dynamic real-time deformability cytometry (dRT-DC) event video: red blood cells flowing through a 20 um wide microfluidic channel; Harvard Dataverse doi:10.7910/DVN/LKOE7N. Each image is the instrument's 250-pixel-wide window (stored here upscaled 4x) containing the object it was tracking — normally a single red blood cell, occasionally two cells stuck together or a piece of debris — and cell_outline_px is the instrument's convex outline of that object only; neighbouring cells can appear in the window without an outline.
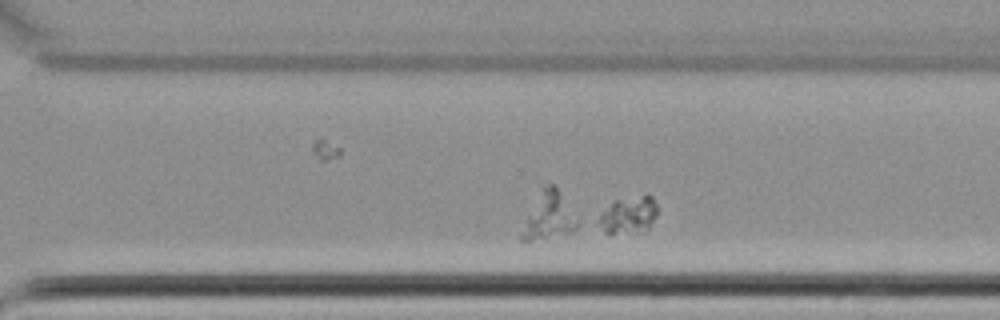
{"species": "common noctule bat (a hibernating species)", "species_latin": "Nyctalus noctula", "temperature_condition": "cold", "stored_images_in_passage": 43, "segment_of_instrument_passage": [2, 3], "camera_frame_rate_fps": 3000, "um_per_image_px": 0.085, "animal": {"sex": "female", "body_mass_g": 22.7, "forearm_length_mm": 54.2}, "frame": {"image": 1, "passage_image": 27, "time_ms": 8.667, "image_size_px": [1000, 320], "cell_outline_px": [[656, 216], [648, 228], [608, 236], [596, 224], [600, 216], [616, 200], [648, 192], [652, 196], [656, 204]], "centroid_in_image_um": [53.42, 18.26], "position_along_channel_um": 317.2, "area_um2": 12.72}}
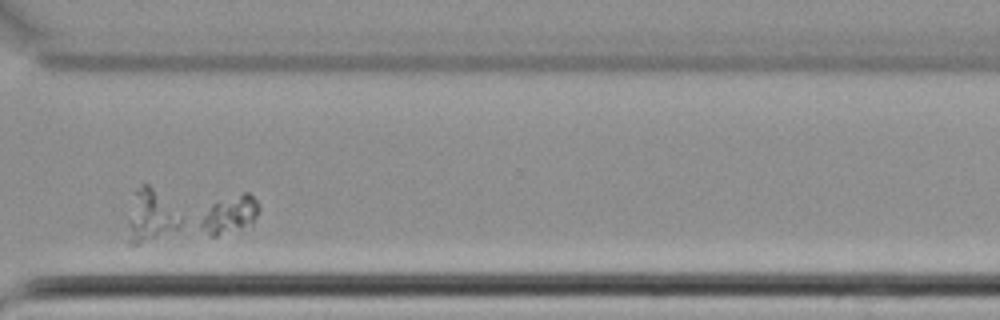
{"frame": {"image": 2, "passage_image": 30, "time_ms": 9.667, "image_size_px": [1000, 320], "cell_outline_px": [[260, 208], [252, 224], [216, 236], [208, 236], [196, 224], [212, 204], [244, 192], [248, 192], [256, 200]], "centroid_in_image_um": [19.5, 18.26], "position_along_channel_um": 351.1, "area_um2": 12.6}}